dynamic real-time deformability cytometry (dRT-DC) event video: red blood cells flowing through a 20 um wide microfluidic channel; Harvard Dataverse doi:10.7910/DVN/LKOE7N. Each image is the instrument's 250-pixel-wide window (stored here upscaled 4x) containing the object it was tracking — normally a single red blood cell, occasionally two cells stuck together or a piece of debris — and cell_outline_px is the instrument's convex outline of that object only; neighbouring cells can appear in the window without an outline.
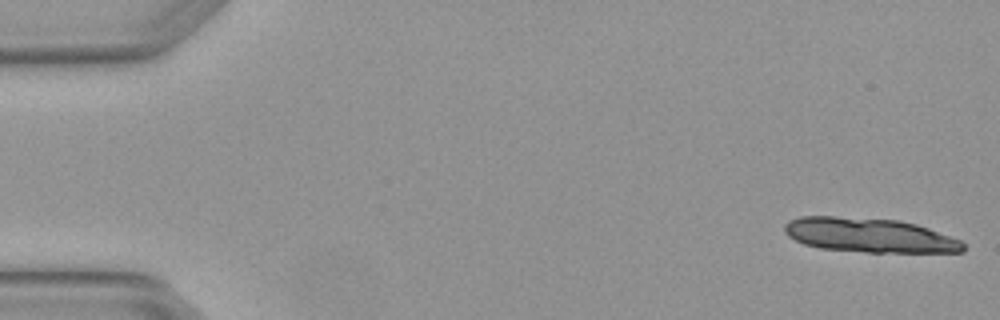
{"species": "Egyptian fruit bat (a non-hibernating species)", "species_latin": "Rousettus aegyptiacus", "temperature_condition": "warm", "stored_images_in_passage": 3, "camera_frame_rate_fps": 3000, "um_per_image_px": 0.085, "animal": {"sex": "female"}, "frame": {"image": 1, "passage_image": 1, "time_ms": 0.0, "image_size_px": [1000, 320], "cell_outline_px": [[964, 252], [868, 252], [820, 248], [804, 244], [788, 236], [784, 232], [784, 224], [788, 220], [800, 216], [836, 216], [900, 220], [916, 224], [928, 228], [960, 240], [964, 244]], "centroid_in_image_um": [73.86, 19.98], "position_along_channel_um": 11.1, "area_um2": 35.78}}
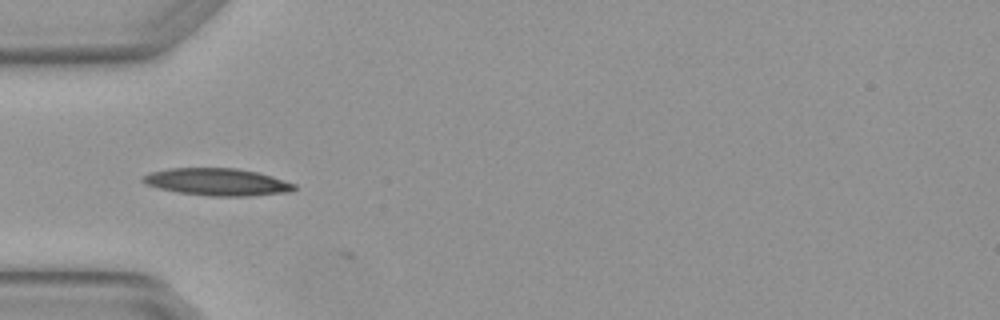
{"frame": {"image": 2, "passage_image": 3, "time_ms": 0.667, "image_size_px": [1000, 320], "cell_outline_px": [[296, 188], [288, 192], [248, 196], [208, 196], [180, 192], [160, 188], [144, 184], [140, 180], [148, 172], [168, 168], [236, 168], [256, 172], [272, 176], [296, 184]], "centroid_in_image_um": [18.44, 15.46], "position_along_channel_um": 66.6, "area_um2": 23.99}}